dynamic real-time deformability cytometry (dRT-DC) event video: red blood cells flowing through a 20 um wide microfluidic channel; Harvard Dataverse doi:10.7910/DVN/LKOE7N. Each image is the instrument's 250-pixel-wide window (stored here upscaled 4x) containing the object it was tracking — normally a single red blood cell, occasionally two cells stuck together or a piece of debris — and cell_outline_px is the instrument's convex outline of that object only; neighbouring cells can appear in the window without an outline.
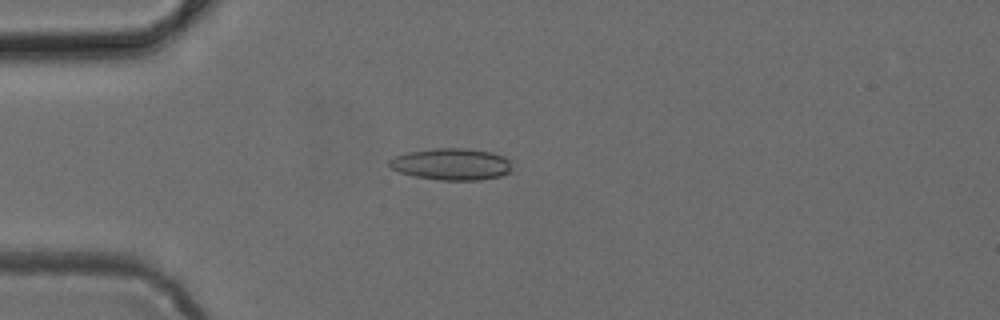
{"species": "common noctule bat (a hibernating species)", "species_latin": "Nyctalus noctula", "temperature_condition": "cold", "stored_images_in_passage": 48, "camera_frame_rate_fps": 3000, "um_per_image_px": 0.085, "animal": {"sex": "female", "body_mass_g": 24.6, "forearm_length_mm": 56.2}, "frame": {"image": 1, "passage_image": 13, "time_ms": 4.0, "image_size_px": [1000, 320], "cell_outline_px": [[516, 160], [512, 168], [508, 172], [500, 176], [480, 180], [436, 180], [416, 176], [400, 172], [392, 168], [388, 164], [388, 160], [396, 156], [408, 152], [432, 148], [468, 148], [492, 152]], "centroid_in_image_um": [38.45, 13.94], "position_along_channel_um": 46.5, "area_um2": 23.06}}
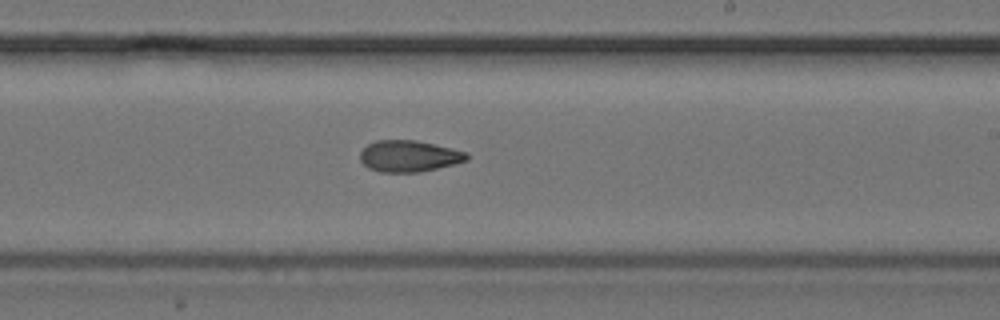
{"frame": {"image": 2, "passage_image": 29, "time_ms": 9.333, "image_size_px": [1000, 320], "cell_outline_px": [[468, 160], [456, 164], [420, 172], [380, 172], [368, 168], [360, 160], [360, 152], [368, 144], [376, 140], [416, 140], [452, 148], [468, 152]], "centroid_in_image_um": [34.78, 13.27], "position_along_channel_um": 254.2, "area_um2": 19.65}}
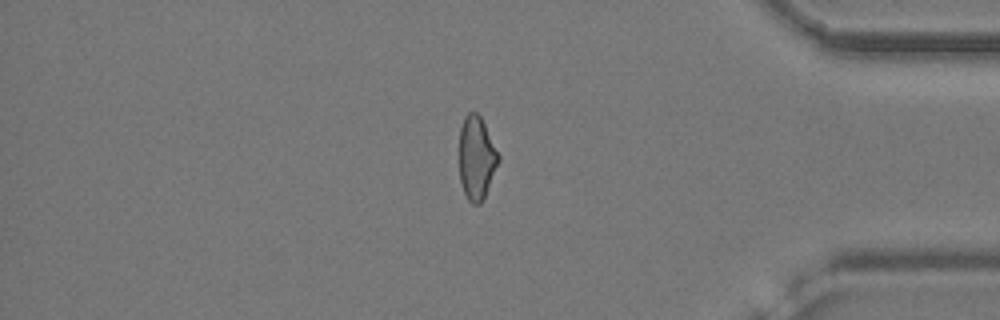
{"frame": {"image": 3, "passage_image": 41, "time_ms": 13.333, "image_size_px": [1000, 320], "cell_outline_px": [[500, 160], [484, 196], [480, 204], [472, 204], [468, 200], [464, 192], [460, 180], [460, 128], [464, 116], [468, 112], [476, 112], [480, 116], [500, 156]], "centroid_in_image_um": [40.5, 13.41], "position_along_channel_um": 394.7, "area_um2": 18.79}}